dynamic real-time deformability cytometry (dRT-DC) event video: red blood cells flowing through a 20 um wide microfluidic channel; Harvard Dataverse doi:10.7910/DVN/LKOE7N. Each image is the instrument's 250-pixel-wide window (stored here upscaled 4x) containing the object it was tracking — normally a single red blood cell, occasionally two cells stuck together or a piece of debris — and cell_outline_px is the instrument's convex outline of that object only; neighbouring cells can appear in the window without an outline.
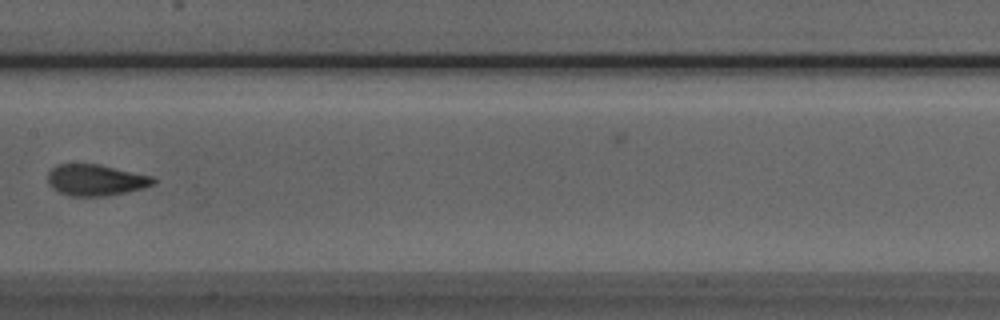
{"species": "Egyptian fruit bat (a non-hibernating species)", "species_latin": "Rousettus aegyptiacus", "temperature_condition": "room temperature", "stored_images_in_passage": 8, "camera_frame_rate_fps": 3000, "um_per_image_px": 0.085, "animal": {"sex": "male"}, "frame": {"image": 1, "passage_image": 8, "time_ms": 8.0, "image_size_px": [1000, 320], "cell_outline_px": [[156, 184], [144, 188], [128, 192], [104, 196], [68, 196], [52, 188], [48, 184], [48, 172], [52, 168], [60, 164], [100, 164], [152, 176], [156, 180]], "centroid_in_image_um": [8.16, 15.31], "position_along_channel_um": 199.2, "area_um2": 19.36}}